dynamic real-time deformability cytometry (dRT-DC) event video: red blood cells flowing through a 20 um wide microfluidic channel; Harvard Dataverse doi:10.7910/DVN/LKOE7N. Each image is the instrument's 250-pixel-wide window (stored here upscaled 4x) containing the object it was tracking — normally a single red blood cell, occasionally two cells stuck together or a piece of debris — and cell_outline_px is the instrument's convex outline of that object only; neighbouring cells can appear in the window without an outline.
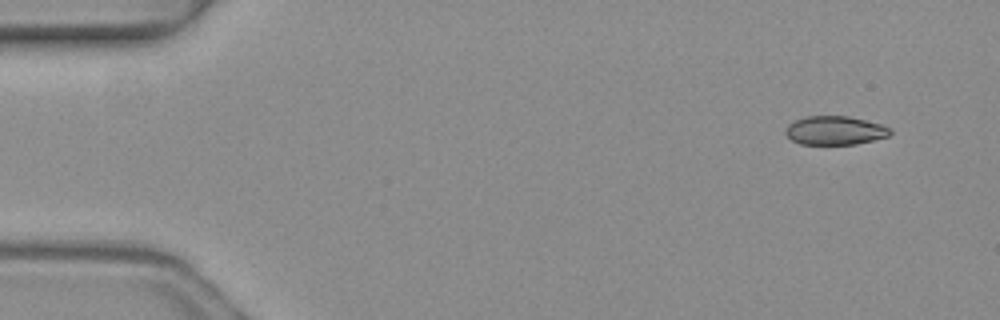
{"species": "common noctule bat (a hibernating species)", "species_latin": "Nyctalus noctula", "temperature_condition": "warm", "stored_images_in_passage": 6, "segment_of_instrument_passage": [1, 2], "camera_frame_rate_fps": 3000, "um_per_image_px": 0.085, "animal": {"sex": "female", "body_mass_g": 19.3, "forearm_length_mm": 54.1}, "frame": {"image": 1, "passage_image": 2, "time_ms": 0.333, "image_size_px": [1000, 320], "cell_outline_px": [[892, 132], [888, 136], [856, 144], [800, 144], [792, 140], [784, 132], [788, 124], [804, 116], [848, 116], [880, 124], [892, 128]], "centroid_in_image_um": [70.96, 11.08], "position_along_channel_um": 14.0, "area_um2": 17.46}}
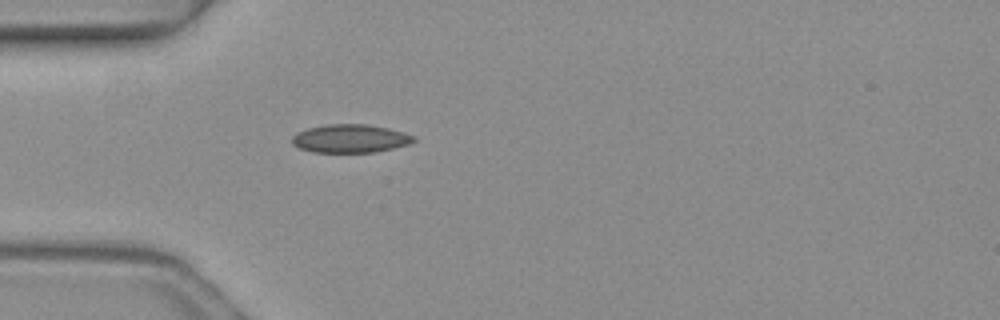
{"frame": {"image": 2, "passage_image": 5, "time_ms": 1.333, "image_size_px": [1000, 320], "cell_outline_px": [[416, 140], [408, 144], [376, 152], [312, 152], [300, 148], [292, 144], [292, 136], [296, 132], [308, 128], [328, 124], [364, 124], [388, 128], [404, 132], [416, 136]], "centroid_in_image_um": [29.77, 11.77], "position_along_channel_um": 55.2, "area_um2": 20.06}}